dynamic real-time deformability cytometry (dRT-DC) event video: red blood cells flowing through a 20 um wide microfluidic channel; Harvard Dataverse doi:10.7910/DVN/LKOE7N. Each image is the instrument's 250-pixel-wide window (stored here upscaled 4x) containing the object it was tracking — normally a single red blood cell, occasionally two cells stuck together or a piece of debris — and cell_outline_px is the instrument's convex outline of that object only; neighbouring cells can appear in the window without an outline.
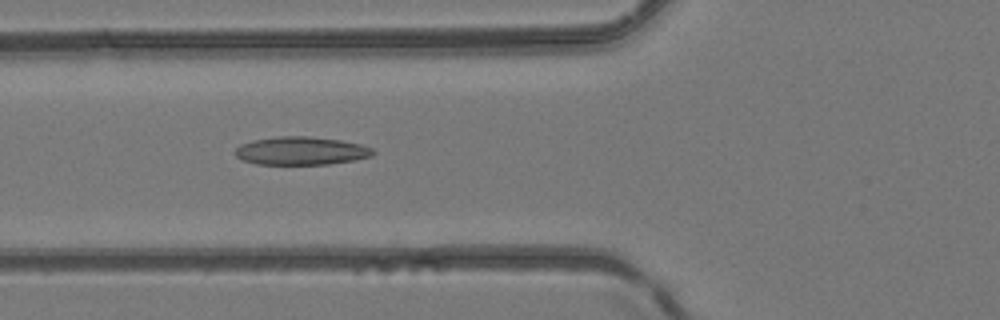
{"species": "common noctule bat (a hibernating species)", "species_latin": "Nyctalus noctula", "temperature_condition": "room temperature", "stored_images_in_passage": 47, "camera_frame_rate_fps": 3000, "um_per_image_px": 0.085, "animal": {"sex": "female", "body_mass_g": 24.6, "forearm_length_mm": 56.2}, "frame": {"image": 1, "passage_image": 17, "time_ms": 5.333, "image_size_px": [1000, 320], "cell_outline_px": [[376, 152], [372, 156], [356, 160], [328, 164], [256, 164], [240, 160], [236, 156], [236, 148], [240, 144], [252, 140], [280, 136], [308, 136], [340, 140], [360, 144], [372, 148]], "centroid_in_image_um": [25.59, 12.82], "position_along_channel_um": 100.2, "area_um2": 22.72}}
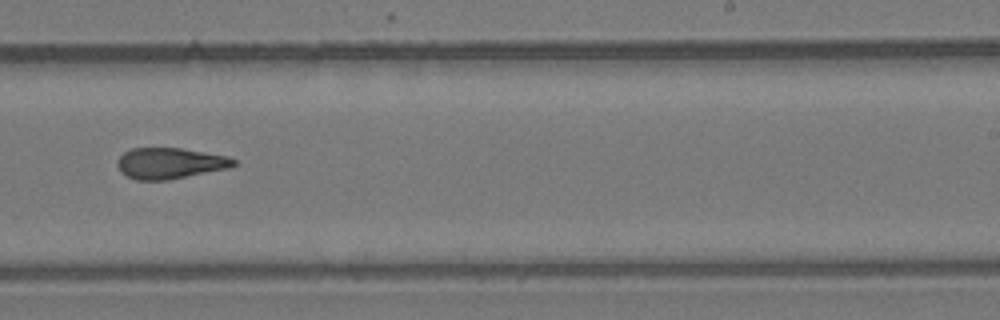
{"frame": {"image": 2, "passage_image": 29, "time_ms": 9.333, "image_size_px": [1000, 320], "cell_outline_px": [[236, 164], [232, 168], [168, 180], [136, 180], [120, 172], [116, 164], [116, 160], [124, 152], [132, 148], [180, 148], [228, 156], [236, 160]], "centroid_in_image_um": [14.45, 13.88], "position_along_channel_um": 274.5, "area_um2": 21.21}}
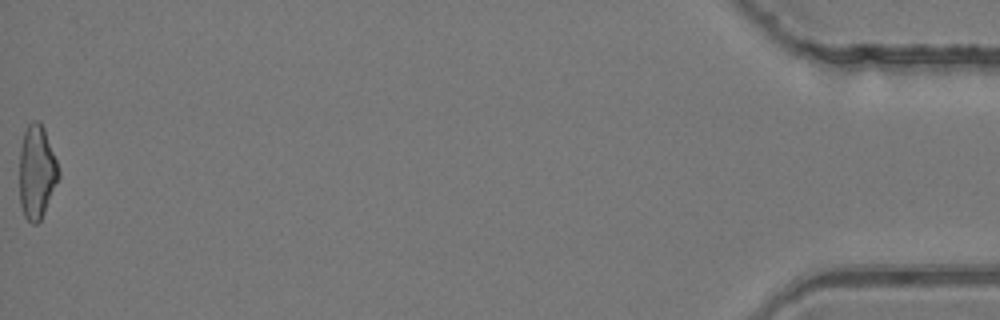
{"frame": {"image": 3, "passage_image": 47, "time_ms": 15.333, "image_size_px": [1000, 320], "cell_outline_px": [[60, 176], [44, 212], [40, 220], [36, 224], [32, 224], [24, 216], [20, 204], [20, 148], [24, 132], [28, 124], [32, 120], [40, 120], [44, 128], [56, 160], [60, 172]], "centroid_in_image_um": [3.12, 14.6], "position_along_channel_um": 432.1, "area_um2": 21.27}}